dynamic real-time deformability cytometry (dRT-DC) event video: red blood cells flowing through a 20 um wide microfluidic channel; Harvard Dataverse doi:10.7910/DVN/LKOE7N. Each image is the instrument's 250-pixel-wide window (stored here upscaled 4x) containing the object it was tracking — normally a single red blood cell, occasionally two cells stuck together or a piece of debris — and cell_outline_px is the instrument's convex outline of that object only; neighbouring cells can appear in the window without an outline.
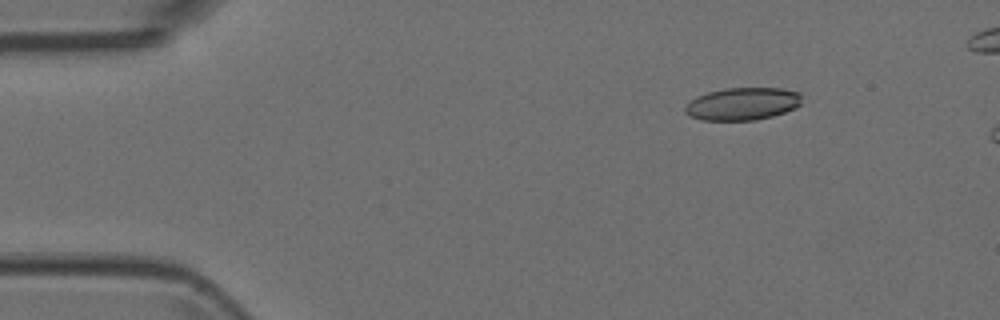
{"species": "Egyptian fruit bat (a non-hibernating species)", "species_latin": "Rousettus aegyptiacus", "temperature_condition": "room temperature", "stored_images_in_passage": 5, "camera_frame_rate_fps": 3000, "um_per_image_px": 0.085, "animal": {"sex": "female"}, "frame": {"image": 1, "passage_image": 2, "time_ms": 0.333, "image_size_px": [1000, 320], "cell_outline_px": [[800, 104], [784, 112], [772, 116], [756, 120], [700, 120], [684, 112], [684, 108], [696, 96], [708, 92], [724, 88], [780, 88], [800, 92]], "centroid_in_image_um": [63.09, 8.82], "position_along_channel_um": 21.9, "area_um2": 21.96}}